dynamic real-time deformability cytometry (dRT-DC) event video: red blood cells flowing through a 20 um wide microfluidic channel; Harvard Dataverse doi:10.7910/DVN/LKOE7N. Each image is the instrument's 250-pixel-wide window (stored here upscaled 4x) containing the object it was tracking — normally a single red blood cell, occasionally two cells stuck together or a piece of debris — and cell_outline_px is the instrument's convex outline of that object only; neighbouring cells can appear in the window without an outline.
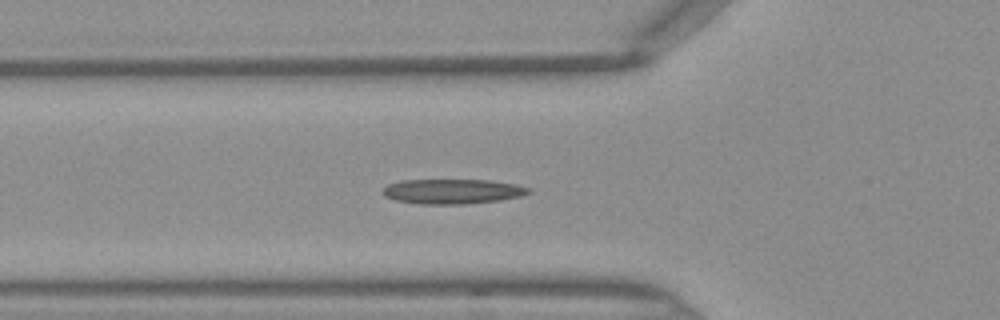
{"species": "Egyptian fruit bat (a non-hibernating species)", "species_latin": "Rousettus aegyptiacus", "temperature_condition": "warm", "stored_images_in_passage": 32, "camera_frame_rate_fps": 3000, "um_per_image_px": 0.085, "frame": {"image": 1, "passage_image": 2, "time_ms": 0.333, "image_size_px": [1000, 320], "cell_outline_px": [[532, 192], [520, 196], [500, 200], [464, 204], [420, 204], [396, 200], [384, 196], [380, 192], [388, 184], [400, 180], [488, 180], [512, 184], [532, 188]], "centroid_in_image_um": [38.43, 16.27], "position_along_channel_um": 87.4, "area_um2": 21.1}}
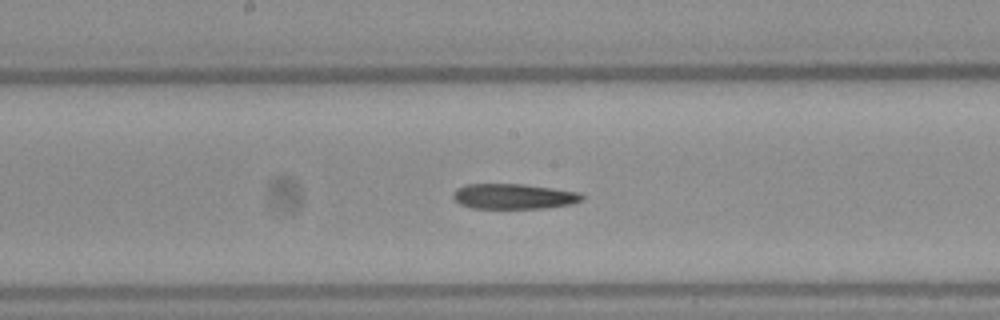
{"frame": {"image": 2, "passage_image": 10, "time_ms": 3.0, "image_size_px": [1000, 320], "cell_outline_px": [[584, 200], [572, 204], [548, 208], [472, 208], [460, 204], [452, 196], [452, 192], [456, 188], [464, 184], [524, 184], [580, 192], [584, 196]], "centroid_in_image_um": [43.68, 16.69], "position_along_channel_um": 204.5, "area_um2": 19.19}}
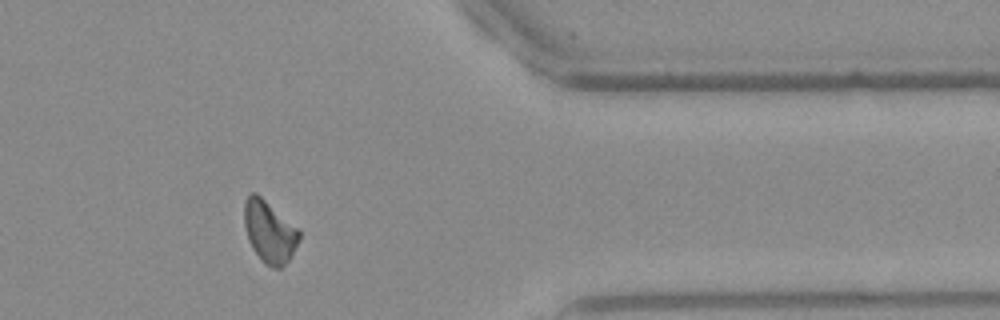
{"frame": {"image": 3, "passage_image": 24, "time_ms": 7.667, "image_size_px": [1000, 320], "cell_outline_px": [[300, 240], [288, 260], [280, 268], [272, 268], [264, 264], [252, 248], [248, 240], [244, 224], [244, 200], [252, 192], [256, 192], [296, 228], [300, 232]], "centroid_in_image_um": [22.87, 19.71], "position_along_channel_um": 388.5, "area_um2": 19.54}}